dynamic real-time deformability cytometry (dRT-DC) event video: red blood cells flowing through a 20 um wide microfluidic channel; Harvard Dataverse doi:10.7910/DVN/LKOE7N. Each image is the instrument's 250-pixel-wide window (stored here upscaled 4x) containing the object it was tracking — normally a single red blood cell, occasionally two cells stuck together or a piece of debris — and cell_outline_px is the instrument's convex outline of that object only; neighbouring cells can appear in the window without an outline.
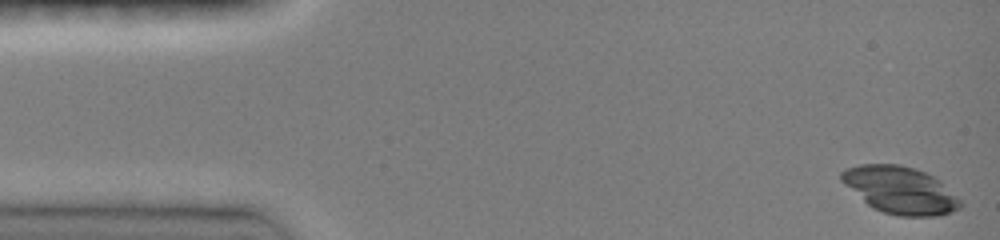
{"species": "common noctule bat (a hibernating species)", "species_latin": "Nyctalus noctula", "temperature_condition": "room temperature", "stored_images_in_passage": 9, "camera_frame_rate_fps": 3000, "um_per_image_px": 0.085, "animal": {"sex": "female", "body_mass_g": 19.0, "forearm_length_mm": 51.5}, "frame": {"image": 1, "passage_image": 1, "time_ms": 0.0, "image_size_px": [1000, 240], "cell_outline_px": [[964, 204], [960, 208], [936, 216], [900, 216], [884, 212], [872, 208], [844, 184], [840, 180], [840, 172], [848, 168], [860, 164], [900, 164], [924, 172], [940, 180]], "centroid_in_image_um": [76.51, 16.15], "position_along_channel_um": 8.5, "area_um2": 32.37}}